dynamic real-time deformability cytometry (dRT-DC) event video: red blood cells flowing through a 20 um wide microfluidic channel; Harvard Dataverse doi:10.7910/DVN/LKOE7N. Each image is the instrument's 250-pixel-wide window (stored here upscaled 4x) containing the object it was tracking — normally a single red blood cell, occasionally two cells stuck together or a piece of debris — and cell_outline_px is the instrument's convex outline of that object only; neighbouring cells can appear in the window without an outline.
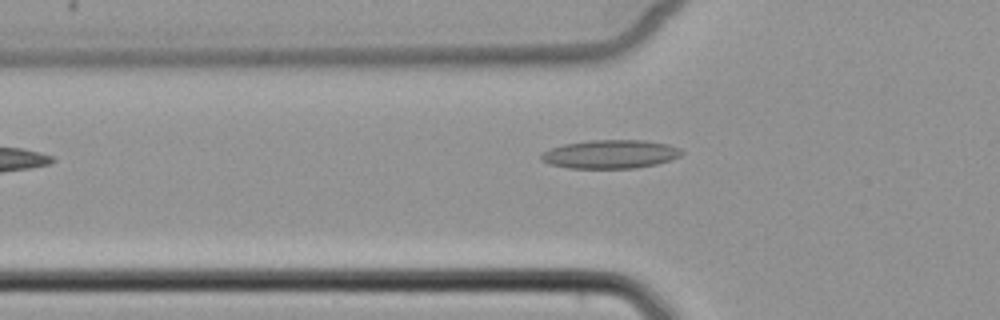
{"species": "common noctule bat (a hibernating species)", "species_latin": "Nyctalus noctula", "temperature_condition": "cold", "stored_images_in_passage": 4, "camera_frame_rate_fps": 3000, "um_per_image_px": 0.085, "animal": {"sex": "female", "body_mass_g": 22.7, "forearm_length_mm": 54.2}, "frame": {"image": 1, "passage_image": 4, "time_ms": 4.333, "image_size_px": [1000, 320], "cell_outline_px": [[684, 152], [680, 156], [656, 164], [636, 168], [568, 168], [548, 164], [540, 160], [540, 152], [564, 144], [588, 140], [644, 140], [668, 144], [680, 148]], "centroid_in_image_um": [51.84, 13.1], "position_along_channel_um": 74.0, "area_um2": 23.52}}